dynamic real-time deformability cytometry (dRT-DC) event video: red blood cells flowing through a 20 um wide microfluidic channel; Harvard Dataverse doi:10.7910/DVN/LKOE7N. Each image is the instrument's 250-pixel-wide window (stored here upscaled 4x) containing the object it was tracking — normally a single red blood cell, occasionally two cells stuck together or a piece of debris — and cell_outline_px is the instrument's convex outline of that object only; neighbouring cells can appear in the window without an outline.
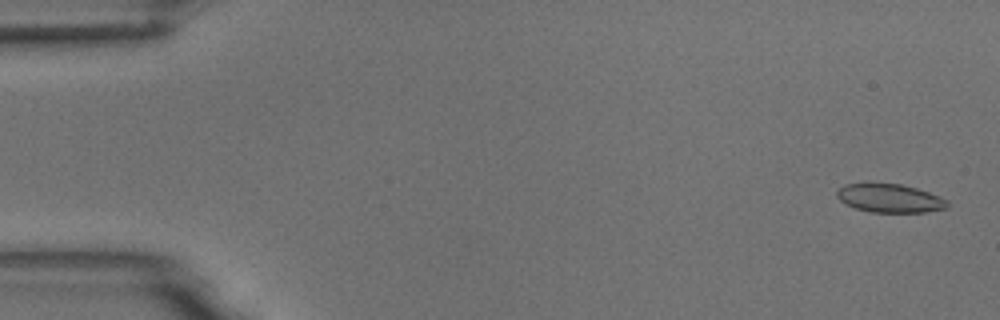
{"species": "common noctule bat (a hibernating species)", "species_latin": "Nyctalus noctula", "temperature_condition": "room temperature", "stored_images_in_passage": 55, "camera_frame_rate_fps": 3000, "um_per_image_px": 0.085, "animal": {"sex": "male", "body_mass_g": 18.8}, "frame": {"image": 1, "passage_image": 2, "time_ms": 0.333, "image_size_px": [1000, 320], "cell_outline_px": [[948, 208], [924, 212], [872, 212], [856, 208], [840, 200], [836, 196], [836, 192], [844, 184], [868, 180], [900, 184], [916, 188], [940, 196], [948, 200]], "centroid_in_image_um": [75.6, 16.8], "position_along_channel_um": 9.4, "area_um2": 18.9}}
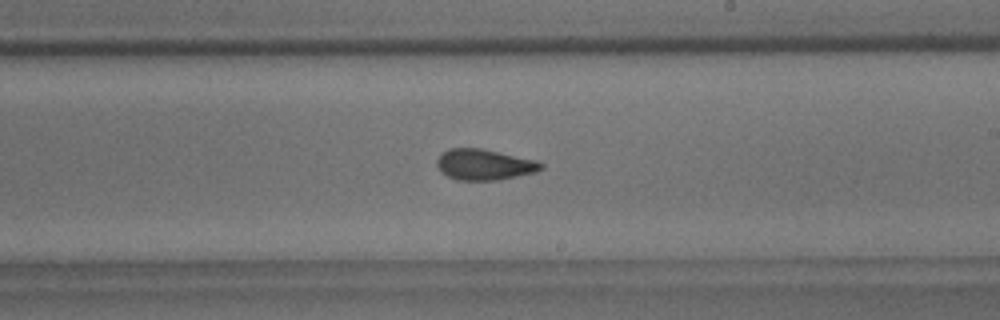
{"frame": {"image": 2, "passage_image": 32, "time_ms": 10.333, "image_size_px": [1000, 320], "cell_outline_px": [[544, 168], [536, 172], [496, 180], [456, 180], [440, 172], [436, 164], [436, 160], [440, 152], [448, 148], [480, 148], [536, 160], [544, 164]], "centroid_in_image_um": [41.12, 13.98], "position_along_channel_um": 247.9, "area_um2": 18.84}}
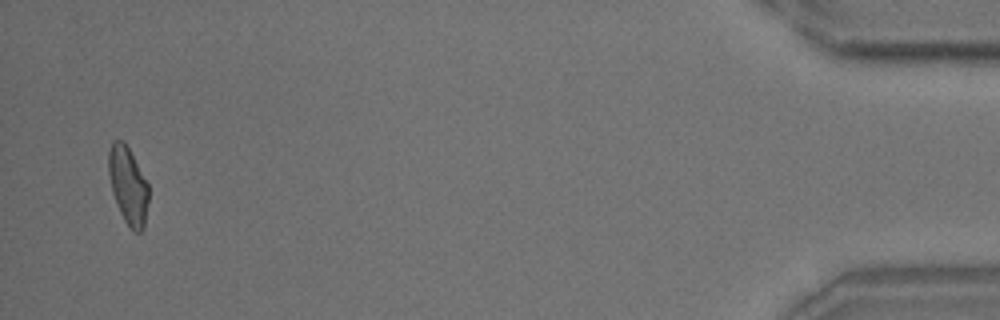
{"frame": {"image": 3, "passage_image": 53, "time_ms": 17.333, "image_size_px": [1000, 320], "cell_outline_px": [[148, 200], [144, 228], [140, 232], [132, 232], [124, 220], [120, 212], [112, 192], [108, 172], [108, 152], [112, 140], [124, 140], [148, 184]], "centroid_in_image_um": [10.87, 15.77], "position_along_channel_um": 424.3, "area_um2": 18.03}, "authors_computed_cell_mechanics": {"area_um2": 18.6694, "velocity_mm_per_s": 3.7203, "shape_relaxation_time_tau1_ms": 7.2009, "shape_relaxation_time_tau2_ms": 1.1456, "deformation_change_tau1": 0.1692, "deformation_change_tau2": 0.0736}}